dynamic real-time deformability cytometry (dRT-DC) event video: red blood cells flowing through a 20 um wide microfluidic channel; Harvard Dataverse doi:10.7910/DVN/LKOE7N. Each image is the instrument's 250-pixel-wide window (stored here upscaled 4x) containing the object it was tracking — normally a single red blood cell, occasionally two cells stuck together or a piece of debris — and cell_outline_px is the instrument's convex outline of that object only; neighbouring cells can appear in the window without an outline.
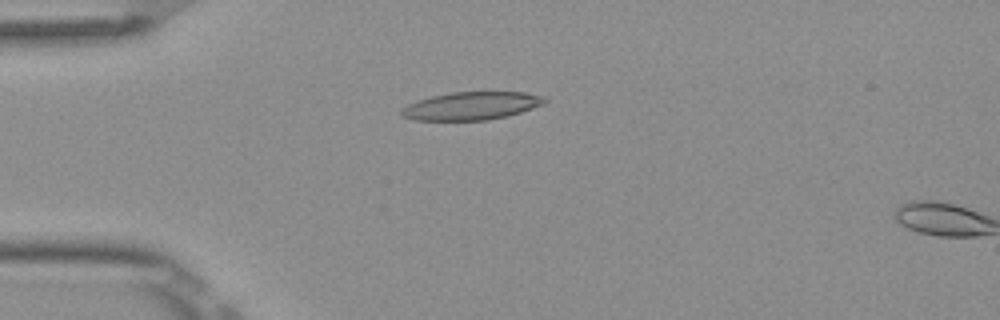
{"species": "Egyptian fruit bat (a non-hibernating species)", "species_latin": "Rousettus aegyptiacus", "temperature_condition": "room temperature", "stored_images_in_passage": 5, "camera_frame_rate_fps": 3000, "um_per_image_px": 0.085, "frame": {"image": 1, "passage_image": 4, "time_ms": 1.0, "image_size_px": [1000, 320], "cell_outline_px": [[548, 100], [544, 104], [508, 116], [488, 120], [412, 120], [400, 116], [400, 112], [408, 104], [432, 96], [448, 92], [524, 92], [544, 96]], "centroid_in_image_um": [40.08, 9.0], "position_along_channel_um": 44.9, "area_um2": 23.35}}